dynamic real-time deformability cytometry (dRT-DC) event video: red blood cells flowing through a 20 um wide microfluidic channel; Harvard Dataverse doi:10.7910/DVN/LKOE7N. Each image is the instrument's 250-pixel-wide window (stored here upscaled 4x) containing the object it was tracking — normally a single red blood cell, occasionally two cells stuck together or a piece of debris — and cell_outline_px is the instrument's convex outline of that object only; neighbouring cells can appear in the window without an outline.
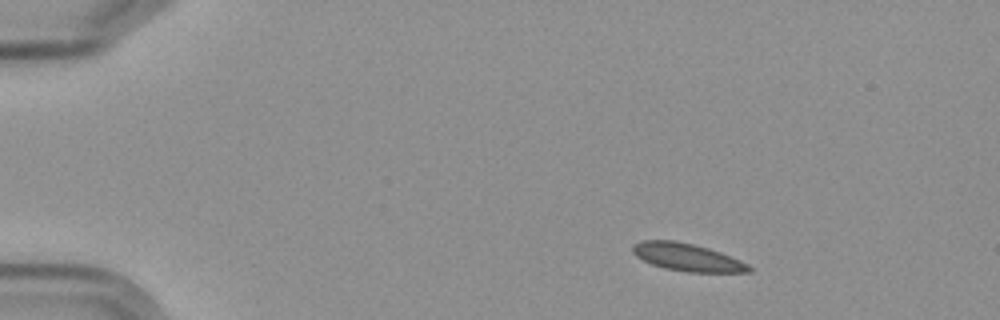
{"species": "Egyptian fruit bat (a non-hibernating species)", "species_latin": "Rousettus aegyptiacus", "temperature_condition": "cold", "stored_images_in_passage": 4, "camera_frame_rate_fps": 3000, "um_per_image_px": 0.085, "frame": {"image": 1, "passage_image": 2, "time_ms": 1.333, "image_size_px": [1000, 320], "cell_outline_px": [[752, 272], [688, 272], [664, 268], [652, 264], [636, 256], [632, 252], [632, 248], [640, 240], [676, 240], [708, 248], [720, 252], [740, 260], [748, 264], [752, 268]], "centroid_in_image_um": [58.42, 21.86], "position_along_channel_um": 26.6, "area_um2": 18.61}}